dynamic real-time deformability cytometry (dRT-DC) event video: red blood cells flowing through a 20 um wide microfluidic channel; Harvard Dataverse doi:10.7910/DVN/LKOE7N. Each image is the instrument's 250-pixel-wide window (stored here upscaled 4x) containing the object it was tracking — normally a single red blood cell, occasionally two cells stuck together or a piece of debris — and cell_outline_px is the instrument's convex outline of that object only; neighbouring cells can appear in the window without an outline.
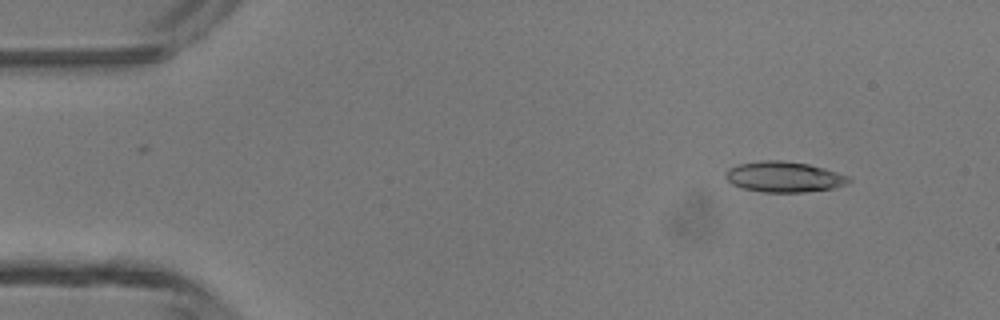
{"species": "common noctule bat (a hibernating species)", "species_latin": "Nyctalus noctula", "temperature_condition": "room temperature", "stored_images_in_passage": 12, "camera_frame_rate_fps": 3000, "um_per_image_px": 0.085, "animal": {"sex": "male", "body_mass_g": 13.3}, "frame": {"image": 1, "passage_image": 5, "time_ms": 1.333, "image_size_px": [1000, 320], "cell_outline_px": [[852, 180], [836, 188], [804, 192], [760, 192], [744, 188], [732, 184], [724, 176], [724, 172], [728, 168], [740, 164], [760, 160], [780, 160], [808, 164], [824, 168], [848, 176]], "centroid_in_image_um": [66.62, 15.03], "position_along_channel_um": 18.4, "area_um2": 21.96}}